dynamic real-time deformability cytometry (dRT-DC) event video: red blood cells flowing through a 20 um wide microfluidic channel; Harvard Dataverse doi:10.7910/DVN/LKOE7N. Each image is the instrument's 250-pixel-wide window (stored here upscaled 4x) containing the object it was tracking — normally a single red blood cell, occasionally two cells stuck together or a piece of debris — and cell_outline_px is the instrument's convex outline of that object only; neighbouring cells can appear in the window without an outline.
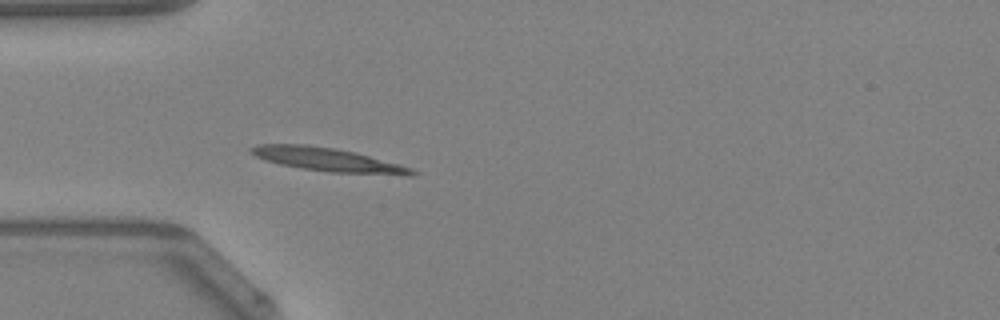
{"species": "Egyptian fruit bat (a non-hibernating species)", "species_latin": "Rousettus aegyptiacus", "temperature_condition": "warm", "stored_images_in_passage": 49, "camera_frame_rate_fps": 3000, "um_per_image_px": 0.085, "animal": {"sex": "female"}, "frame": {"image": 1, "passage_image": 15, "time_ms": 4.667, "image_size_px": [1000, 320], "cell_outline_px": [[420, 172], [412, 176], [408, 176], [328, 172], [300, 168], [280, 164], [264, 160], [248, 152], [248, 148], [256, 144], [304, 144], [332, 148], [352, 152], [400, 164], [412, 168]], "centroid_in_image_um": [27.87, 13.59], "position_along_channel_um": 57.1, "area_um2": 22.25}}